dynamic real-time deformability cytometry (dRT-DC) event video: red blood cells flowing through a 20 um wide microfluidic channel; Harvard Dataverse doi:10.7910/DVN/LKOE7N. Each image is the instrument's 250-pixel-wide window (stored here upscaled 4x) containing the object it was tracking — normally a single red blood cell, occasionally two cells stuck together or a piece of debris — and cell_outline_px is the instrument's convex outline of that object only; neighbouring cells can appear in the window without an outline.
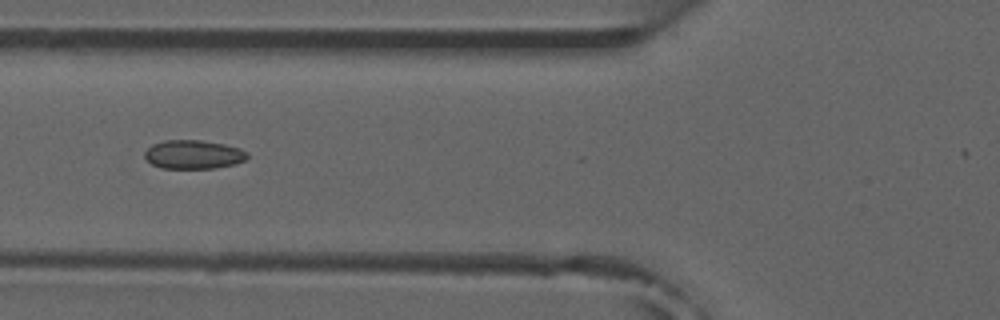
{"species": "common noctule bat (a hibernating species)", "species_latin": "Nyctalus noctula", "temperature_condition": "room temperature", "stored_images_in_passage": 5, "camera_frame_rate_fps": 3000, "um_per_image_px": 0.085, "animal": {"sex": "male", "forearm_length_mm": 52.5}, "frame": {"image": 1, "passage_image": 4, "time_ms": 4.333, "image_size_px": [1000, 320], "cell_outline_px": [[248, 156], [244, 160], [236, 164], [216, 168], [160, 168], [152, 164], [144, 156], [144, 152], [152, 144], [164, 140], [200, 140], [224, 144], [240, 148], [248, 152]], "centroid_in_image_um": [16.45, 13.13], "position_along_channel_um": 109.4, "area_um2": 17.28}}
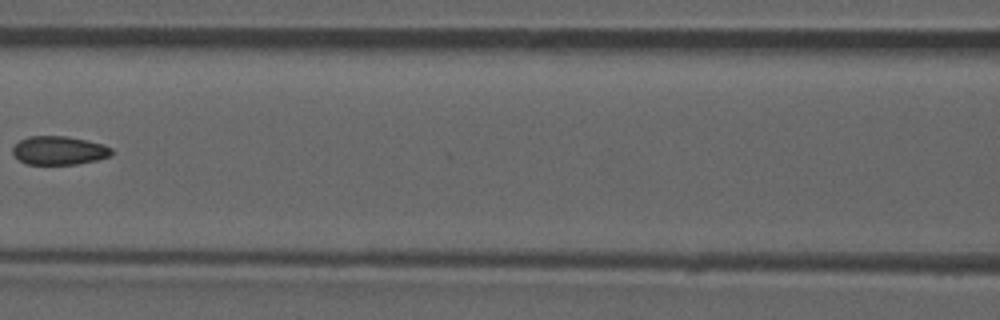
{"frame": {"image": 2, "passage_image": 5, "time_ms": 5.667, "image_size_px": [1000, 320], "cell_outline_px": [[112, 156], [96, 160], [76, 164], [28, 164], [20, 160], [12, 152], [12, 148], [20, 140], [28, 136], [64, 136], [104, 144], [112, 148]], "centroid_in_image_um": [5.03, 12.79], "position_along_channel_um": 161.6, "area_um2": 16.36}}